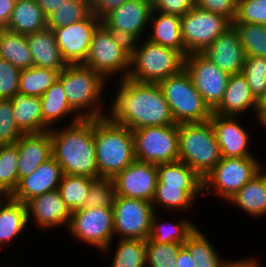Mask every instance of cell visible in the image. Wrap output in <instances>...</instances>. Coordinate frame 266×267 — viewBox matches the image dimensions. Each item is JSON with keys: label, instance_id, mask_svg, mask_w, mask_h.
Instances as JSON below:
<instances>
[{"label": "cell", "instance_id": "11", "mask_svg": "<svg viewBox=\"0 0 266 267\" xmlns=\"http://www.w3.org/2000/svg\"><path fill=\"white\" fill-rule=\"evenodd\" d=\"M132 133L137 161L161 164L179 160L178 124L147 126Z\"/></svg>", "mask_w": 266, "mask_h": 267}, {"label": "cell", "instance_id": "6", "mask_svg": "<svg viewBox=\"0 0 266 267\" xmlns=\"http://www.w3.org/2000/svg\"><path fill=\"white\" fill-rule=\"evenodd\" d=\"M158 84L170 106L176 124L202 123L210 120L213 111L194 87L185 68L178 74L161 80Z\"/></svg>", "mask_w": 266, "mask_h": 267}, {"label": "cell", "instance_id": "14", "mask_svg": "<svg viewBox=\"0 0 266 267\" xmlns=\"http://www.w3.org/2000/svg\"><path fill=\"white\" fill-rule=\"evenodd\" d=\"M184 68L189 73L194 87L213 111L222 100L230 75L201 53L187 55Z\"/></svg>", "mask_w": 266, "mask_h": 267}, {"label": "cell", "instance_id": "20", "mask_svg": "<svg viewBox=\"0 0 266 267\" xmlns=\"http://www.w3.org/2000/svg\"><path fill=\"white\" fill-rule=\"evenodd\" d=\"M25 206L28 223L32 216L39 228L69 225L72 213L63 202L58 189L28 200Z\"/></svg>", "mask_w": 266, "mask_h": 267}, {"label": "cell", "instance_id": "38", "mask_svg": "<svg viewBox=\"0 0 266 267\" xmlns=\"http://www.w3.org/2000/svg\"><path fill=\"white\" fill-rule=\"evenodd\" d=\"M157 212L153 214L149 239L156 243L184 244L187 237L196 229V225L187 219L167 225L159 224Z\"/></svg>", "mask_w": 266, "mask_h": 267}, {"label": "cell", "instance_id": "29", "mask_svg": "<svg viewBox=\"0 0 266 267\" xmlns=\"http://www.w3.org/2000/svg\"><path fill=\"white\" fill-rule=\"evenodd\" d=\"M10 100L17 127L24 134L42 133L41 98L17 93Z\"/></svg>", "mask_w": 266, "mask_h": 267}, {"label": "cell", "instance_id": "42", "mask_svg": "<svg viewBox=\"0 0 266 267\" xmlns=\"http://www.w3.org/2000/svg\"><path fill=\"white\" fill-rule=\"evenodd\" d=\"M19 154L16 144L0 145V182L11 192L19 183Z\"/></svg>", "mask_w": 266, "mask_h": 267}, {"label": "cell", "instance_id": "51", "mask_svg": "<svg viewBox=\"0 0 266 267\" xmlns=\"http://www.w3.org/2000/svg\"><path fill=\"white\" fill-rule=\"evenodd\" d=\"M127 0H90L91 13L102 20L108 13L117 9Z\"/></svg>", "mask_w": 266, "mask_h": 267}, {"label": "cell", "instance_id": "27", "mask_svg": "<svg viewBox=\"0 0 266 267\" xmlns=\"http://www.w3.org/2000/svg\"><path fill=\"white\" fill-rule=\"evenodd\" d=\"M261 169L238 192L229 199L250 216L266 215V172Z\"/></svg>", "mask_w": 266, "mask_h": 267}, {"label": "cell", "instance_id": "7", "mask_svg": "<svg viewBox=\"0 0 266 267\" xmlns=\"http://www.w3.org/2000/svg\"><path fill=\"white\" fill-rule=\"evenodd\" d=\"M143 41L142 46H137L130 57L131 67L127 78L141 83H159L184 69L185 57L179 51L148 39Z\"/></svg>", "mask_w": 266, "mask_h": 267}, {"label": "cell", "instance_id": "17", "mask_svg": "<svg viewBox=\"0 0 266 267\" xmlns=\"http://www.w3.org/2000/svg\"><path fill=\"white\" fill-rule=\"evenodd\" d=\"M201 54L229 75L242 73L246 59L245 51L233 25Z\"/></svg>", "mask_w": 266, "mask_h": 267}, {"label": "cell", "instance_id": "50", "mask_svg": "<svg viewBox=\"0 0 266 267\" xmlns=\"http://www.w3.org/2000/svg\"><path fill=\"white\" fill-rule=\"evenodd\" d=\"M110 34L111 38L120 46V48L130 57L137 49L139 39L132 33L123 29L112 28L111 26H103Z\"/></svg>", "mask_w": 266, "mask_h": 267}, {"label": "cell", "instance_id": "21", "mask_svg": "<svg viewBox=\"0 0 266 267\" xmlns=\"http://www.w3.org/2000/svg\"><path fill=\"white\" fill-rule=\"evenodd\" d=\"M152 9V0H127L117 9L108 13L101 20V25L123 29L140 40L143 29L150 25Z\"/></svg>", "mask_w": 266, "mask_h": 267}, {"label": "cell", "instance_id": "30", "mask_svg": "<svg viewBox=\"0 0 266 267\" xmlns=\"http://www.w3.org/2000/svg\"><path fill=\"white\" fill-rule=\"evenodd\" d=\"M157 174L164 188L203 189V179L180 160L157 164Z\"/></svg>", "mask_w": 266, "mask_h": 267}, {"label": "cell", "instance_id": "53", "mask_svg": "<svg viewBox=\"0 0 266 267\" xmlns=\"http://www.w3.org/2000/svg\"><path fill=\"white\" fill-rule=\"evenodd\" d=\"M176 267H195L189 250L183 245L177 256Z\"/></svg>", "mask_w": 266, "mask_h": 267}, {"label": "cell", "instance_id": "52", "mask_svg": "<svg viewBox=\"0 0 266 267\" xmlns=\"http://www.w3.org/2000/svg\"><path fill=\"white\" fill-rule=\"evenodd\" d=\"M16 0H0V29H5L10 21Z\"/></svg>", "mask_w": 266, "mask_h": 267}, {"label": "cell", "instance_id": "36", "mask_svg": "<svg viewBox=\"0 0 266 267\" xmlns=\"http://www.w3.org/2000/svg\"><path fill=\"white\" fill-rule=\"evenodd\" d=\"M204 193L203 189H179L164 188L162 183H157L155 195L152 200L155 212L156 207H163L169 210L184 211L194 204L198 194ZM157 204V206H156Z\"/></svg>", "mask_w": 266, "mask_h": 267}, {"label": "cell", "instance_id": "8", "mask_svg": "<svg viewBox=\"0 0 266 267\" xmlns=\"http://www.w3.org/2000/svg\"><path fill=\"white\" fill-rule=\"evenodd\" d=\"M261 166L256 157H222L214 169L203 179V190L206 193L215 190V195L229 201L262 169ZM211 188L213 191L210 190Z\"/></svg>", "mask_w": 266, "mask_h": 267}, {"label": "cell", "instance_id": "22", "mask_svg": "<svg viewBox=\"0 0 266 267\" xmlns=\"http://www.w3.org/2000/svg\"><path fill=\"white\" fill-rule=\"evenodd\" d=\"M19 154V180L30 175L36 168L52 157L50 131L23 134L16 142Z\"/></svg>", "mask_w": 266, "mask_h": 267}, {"label": "cell", "instance_id": "41", "mask_svg": "<svg viewBox=\"0 0 266 267\" xmlns=\"http://www.w3.org/2000/svg\"><path fill=\"white\" fill-rule=\"evenodd\" d=\"M183 244L156 243L146 239L147 267H176L178 252Z\"/></svg>", "mask_w": 266, "mask_h": 267}, {"label": "cell", "instance_id": "33", "mask_svg": "<svg viewBox=\"0 0 266 267\" xmlns=\"http://www.w3.org/2000/svg\"><path fill=\"white\" fill-rule=\"evenodd\" d=\"M190 252L195 267H227L207 237L196 227L183 244Z\"/></svg>", "mask_w": 266, "mask_h": 267}, {"label": "cell", "instance_id": "12", "mask_svg": "<svg viewBox=\"0 0 266 267\" xmlns=\"http://www.w3.org/2000/svg\"><path fill=\"white\" fill-rule=\"evenodd\" d=\"M113 213L114 235H120V239L146 240L149 238L152 217L155 213L152 202L115 196Z\"/></svg>", "mask_w": 266, "mask_h": 267}, {"label": "cell", "instance_id": "44", "mask_svg": "<svg viewBox=\"0 0 266 267\" xmlns=\"http://www.w3.org/2000/svg\"><path fill=\"white\" fill-rule=\"evenodd\" d=\"M115 196V187L112 179H95L90 185L83 208L113 207Z\"/></svg>", "mask_w": 266, "mask_h": 267}, {"label": "cell", "instance_id": "54", "mask_svg": "<svg viewBox=\"0 0 266 267\" xmlns=\"http://www.w3.org/2000/svg\"><path fill=\"white\" fill-rule=\"evenodd\" d=\"M65 1L66 0H36V3L42 9L44 15L47 17L49 14L55 11L56 8L60 7Z\"/></svg>", "mask_w": 266, "mask_h": 267}, {"label": "cell", "instance_id": "18", "mask_svg": "<svg viewBox=\"0 0 266 267\" xmlns=\"http://www.w3.org/2000/svg\"><path fill=\"white\" fill-rule=\"evenodd\" d=\"M63 174L61 165L51 157L19 180L12 198L25 204L34 197L57 190Z\"/></svg>", "mask_w": 266, "mask_h": 267}, {"label": "cell", "instance_id": "23", "mask_svg": "<svg viewBox=\"0 0 266 267\" xmlns=\"http://www.w3.org/2000/svg\"><path fill=\"white\" fill-rule=\"evenodd\" d=\"M254 97L245 76L242 73L230 75L220 104L213 110L221 116L237 117L247 109H256Z\"/></svg>", "mask_w": 266, "mask_h": 267}, {"label": "cell", "instance_id": "9", "mask_svg": "<svg viewBox=\"0 0 266 267\" xmlns=\"http://www.w3.org/2000/svg\"><path fill=\"white\" fill-rule=\"evenodd\" d=\"M232 22L220 15L198 8L196 5L181 16V38L185 47V57L202 53Z\"/></svg>", "mask_w": 266, "mask_h": 267}, {"label": "cell", "instance_id": "15", "mask_svg": "<svg viewBox=\"0 0 266 267\" xmlns=\"http://www.w3.org/2000/svg\"><path fill=\"white\" fill-rule=\"evenodd\" d=\"M101 20L90 14L85 20L53 29L59 50L67 64H83L88 56L93 34Z\"/></svg>", "mask_w": 266, "mask_h": 267}, {"label": "cell", "instance_id": "35", "mask_svg": "<svg viewBox=\"0 0 266 267\" xmlns=\"http://www.w3.org/2000/svg\"><path fill=\"white\" fill-rule=\"evenodd\" d=\"M94 180L87 176L63 174L58 190L71 213L83 209Z\"/></svg>", "mask_w": 266, "mask_h": 267}, {"label": "cell", "instance_id": "34", "mask_svg": "<svg viewBox=\"0 0 266 267\" xmlns=\"http://www.w3.org/2000/svg\"><path fill=\"white\" fill-rule=\"evenodd\" d=\"M59 70L31 67L21 71L19 93L27 96L41 97L59 77Z\"/></svg>", "mask_w": 266, "mask_h": 267}, {"label": "cell", "instance_id": "13", "mask_svg": "<svg viewBox=\"0 0 266 267\" xmlns=\"http://www.w3.org/2000/svg\"><path fill=\"white\" fill-rule=\"evenodd\" d=\"M83 65L100 73L105 79L112 74H123L125 79L130 71V56L111 38L109 32L100 24L95 30L88 56ZM123 76V77H122Z\"/></svg>", "mask_w": 266, "mask_h": 267}, {"label": "cell", "instance_id": "45", "mask_svg": "<svg viewBox=\"0 0 266 267\" xmlns=\"http://www.w3.org/2000/svg\"><path fill=\"white\" fill-rule=\"evenodd\" d=\"M24 133L17 127L10 99H0V145L16 144Z\"/></svg>", "mask_w": 266, "mask_h": 267}, {"label": "cell", "instance_id": "43", "mask_svg": "<svg viewBox=\"0 0 266 267\" xmlns=\"http://www.w3.org/2000/svg\"><path fill=\"white\" fill-rule=\"evenodd\" d=\"M242 74L256 99L266 92V58L246 57Z\"/></svg>", "mask_w": 266, "mask_h": 267}, {"label": "cell", "instance_id": "5", "mask_svg": "<svg viewBox=\"0 0 266 267\" xmlns=\"http://www.w3.org/2000/svg\"><path fill=\"white\" fill-rule=\"evenodd\" d=\"M179 160L204 179L221 160V152L210 121L178 124Z\"/></svg>", "mask_w": 266, "mask_h": 267}, {"label": "cell", "instance_id": "1", "mask_svg": "<svg viewBox=\"0 0 266 267\" xmlns=\"http://www.w3.org/2000/svg\"><path fill=\"white\" fill-rule=\"evenodd\" d=\"M106 117L131 130L176 124L158 83L122 79Z\"/></svg>", "mask_w": 266, "mask_h": 267}, {"label": "cell", "instance_id": "40", "mask_svg": "<svg viewBox=\"0 0 266 267\" xmlns=\"http://www.w3.org/2000/svg\"><path fill=\"white\" fill-rule=\"evenodd\" d=\"M235 27L246 57L266 58V25L232 23Z\"/></svg>", "mask_w": 266, "mask_h": 267}, {"label": "cell", "instance_id": "37", "mask_svg": "<svg viewBox=\"0 0 266 267\" xmlns=\"http://www.w3.org/2000/svg\"><path fill=\"white\" fill-rule=\"evenodd\" d=\"M90 14V0H66L47 16V28L67 26L85 20Z\"/></svg>", "mask_w": 266, "mask_h": 267}, {"label": "cell", "instance_id": "16", "mask_svg": "<svg viewBox=\"0 0 266 267\" xmlns=\"http://www.w3.org/2000/svg\"><path fill=\"white\" fill-rule=\"evenodd\" d=\"M112 180L116 196L152 202L158 183L157 164L135 160Z\"/></svg>", "mask_w": 266, "mask_h": 267}, {"label": "cell", "instance_id": "4", "mask_svg": "<svg viewBox=\"0 0 266 267\" xmlns=\"http://www.w3.org/2000/svg\"><path fill=\"white\" fill-rule=\"evenodd\" d=\"M58 79L63 85L70 107L82 119L106 116L99 102L107 80L100 73L83 64H68L60 71Z\"/></svg>", "mask_w": 266, "mask_h": 267}, {"label": "cell", "instance_id": "31", "mask_svg": "<svg viewBox=\"0 0 266 267\" xmlns=\"http://www.w3.org/2000/svg\"><path fill=\"white\" fill-rule=\"evenodd\" d=\"M27 224L24 203L13 198L0 202V247L17 237Z\"/></svg>", "mask_w": 266, "mask_h": 267}, {"label": "cell", "instance_id": "48", "mask_svg": "<svg viewBox=\"0 0 266 267\" xmlns=\"http://www.w3.org/2000/svg\"><path fill=\"white\" fill-rule=\"evenodd\" d=\"M238 0H195V5L205 11L220 14L234 21L237 14Z\"/></svg>", "mask_w": 266, "mask_h": 267}, {"label": "cell", "instance_id": "26", "mask_svg": "<svg viewBox=\"0 0 266 267\" xmlns=\"http://www.w3.org/2000/svg\"><path fill=\"white\" fill-rule=\"evenodd\" d=\"M159 14V15H158ZM149 24L153 22L152 34L145 37L151 42L175 49L185 57V47L181 38V16L163 14L152 9Z\"/></svg>", "mask_w": 266, "mask_h": 267}, {"label": "cell", "instance_id": "28", "mask_svg": "<svg viewBox=\"0 0 266 267\" xmlns=\"http://www.w3.org/2000/svg\"><path fill=\"white\" fill-rule=\"evenodd\" d=\"M46 28L47 17L36 0H16L6 30L27 35Z\"/></svg>", "mask_w": 266, "mask_h": 267}, {"label": "cell", "instance_id": "56", "mask_svg": "<svg viewBox=\"0 0 266 267\" xmlns=\"http://www.w3.org/2000/svg\"><path fill=\"white\" fill-rule=\"evenodd\" d=\"M227 267H260L258 261L256 258L252 259L251 257L249 259H241L236 261H229L227 264Z\"/></svg>", "mask_w": 266, "mask_h": 267}, {"label": "cell", "instance_id": "46", "mask_svg": "<svg viewBox=\"0 0 266 267\" xmlns=\"http://www.w3.org/2000/svg\"><path fill=\"white\" fill-rule=\"evenodd\" d=\"M232 23L266 25V0H238L237 14Z\"/></svg>", "mask_w": 266, "mask_h": 267}, {"label": "cell", "instance_id": "19", "mask_svg": "<svg viewBox=\"0 0 266 267\" xmlns=\"http://www.w3.org/2000/svg\"><path fill=\"white\" fill-rule=\"evenodd\" d=\"M238 118L234 116H221L213 113L210 122L219 144L221 156L232 157H255L249 148V134L243 128Z\"/></svg>", "mask_w": 266, "mask_h": 267}, {"label": "cell", "instance_id": "3", "mask_svg": "<svg viewBox=\"0 0 266 267\" xmlns=\"http://www.w3.org/2000/svg\"><path fill=\"white\" fill-rule=\"evenodd\" d=\"M94 141L99 178L113 179L136 160L132 130L106 116L94 119Z\"/></svg>", "mask_w": 266, "mask_h": 267}, {"label": "cell", "instance_id": "32", "mask_svg": "<svg viewBox=\"0 0 266 267\" xmlns=\"http://www.w3.org/2000/svg\"><path fill=\"white\" fill-rule=\"evenodd\" d=\"M0 58L19 70L33 67V58L25 34L0 29Z\"/></svg>", "mask_w": 266, "mask_h": 267}, {"label": "cell", "instance_id": "2", "mask_svg": "<svg viewBox=\"0 0 266 267\" xmlns=\"http://www.w3.org/2000/svg\"><path fill=\"white\" fill-rule=\"evenodd\" d=\"M52 157L67 175L99 178L94 141V119L83 118L69 123L64 129L49 130Z\"/></svg>", "mask_w": 266, "mask_h": 267}, {"label": "cell", "instance_id": "55", "mask_svg": "<svg viewBox=\"0 0 266 267\" xmlns=\"http://www.w3.org/2000/svg\"><path fill=\"white\" fill-rule=\"evenodd\" d=\"M256 116L258 117V121L262 124V126L266 125V92L261 95L256 102L255 109Z\"/></svg>", "mask_w": 266, "mask_h": 267}, {"label": "cell", "instance_id": "39", "mask_svg": "<svg viewBox=\"0 0 266 267\" xmlns=\"http://www.w3.org/2000/svg\"><path fill=\"white\" fill-rule=\"evenodd\" d=\"M111 267H146V240L120 239Z\"/></svg>", "mask_w": 266, "mask_h": 267}, {"label": "cell", "instance_id": "25", "mask_svg": "<svg viewBox=\"0 0 266 267\" xmlns=\"http://www.w3.org/2000/svg\"><path fill=\"white\" fill-rule=\"evenodd\" d=\"M42 132L49 131L54 123L73 114L75 123L82 118L70 107L61 81L58 79L41 97ZM75 113V114H74ZM69 114V115H68ZM64 117V118H63Z\"/></svg>", "mask_w": 266, "mask_h": 267}, {"label": "cell", "instance_id": "57", "mask_svg": "<svg viewBox=\"0 0 266 267\" xmlns=\"http://www.w3.org/2000/svg\"><path fill=\"white\" fill-rule=\"evenodd\" d=\"M3 196L8 200L12 198V193L0 182V202L5 201Z\"/></svg>", "mask_w": 266, "mask_h": 267}, {"label": "cell", "instance_id": "24", "mask_svg": "<svg viewBox=\"0 0 266 267\" xmlns=\"http://www.w3.org/2000/svg\"><path fill=\"white\" fill-rule=\"evenodd\" d=\"M26 37L34 67L61 71L68 65L61 55L53 29L46 28L35 33H29Z\"/></svg>", "mask_w": 266, "mask_h": 267}, {"label": "cell", "instance_id": "47", "mask_svg": "<svg viewBox=\"0 0 266 267\" xmlns=\"http://www.w3.org/2000/svg\"><path fill=\"white\" fill-rule=\"evenodd\" d=\"M21 70L0 58V99H11L19 93Z\"/></svg>", "mask_w": 266, "mask_h": 267}, {"label": "cell", "instance_id": "10", "mask_svg": "<svg viewBox=\"0 0 266 267\" xmlns=\"http://www.w3.org/2000/svg\"><path fill=\"white\" fill-rule=\"evenodd\" d=\"M72 237L109 252L114 235L113 207L83 208L72 212L67 227Z\"/></svg>", "mask_w": 266, "mask_h": 267}, {"label": "cell", "instance_id": "49", "mask_svg": "<svg viewBox=\"0 0 266 267\" xmlns=\"http://www.w3.org/2000/svg\"><path fill=\"white\" fill-rule=\"evenodd\" d=\"M154 11L183 16L195 6V0H152Z\"/></svg>", "mask_w": 266, "mask_h": 267}]
</instances>
